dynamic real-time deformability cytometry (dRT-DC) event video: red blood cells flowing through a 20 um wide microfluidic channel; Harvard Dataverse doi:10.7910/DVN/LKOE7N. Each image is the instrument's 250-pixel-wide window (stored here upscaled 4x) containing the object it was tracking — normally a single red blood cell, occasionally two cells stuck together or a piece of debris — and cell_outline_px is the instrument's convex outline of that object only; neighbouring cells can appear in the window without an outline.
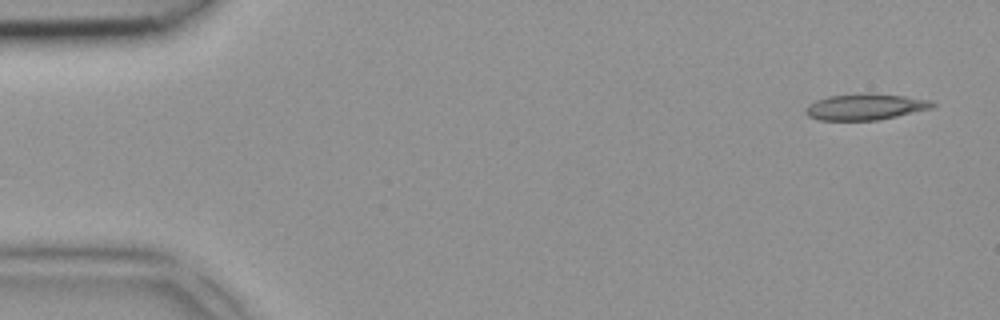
{"species": "common noctule bat (a hibernating species)", "species_latin": "Nyctalus noctula", "temperature_condition": "room temperature", "stored_images_in_passage": 4, "camera_frame_rate_fps": 3000, "um_per_image_px": 0.085, "animal": {"sex": "female", "body_mass_g": 18.4}, "frame": {"image": 1, "passage_image": 1, "time_ms": 0.0, "image_size_px": [1000, 320], "cell_outline_px": [[936, 104], [932, 108], [880, 120], [820, 120], [808, 116], [804, 112], [804, 108], [808, 104], [816, 100], [828, 96], [868, 92], [872, 92], [904, 96], [932, 100]], "centroid_in_image_um": [73.55, 9.07], "position_along_channel_um": 11.5, "area_um2": 19.65}}
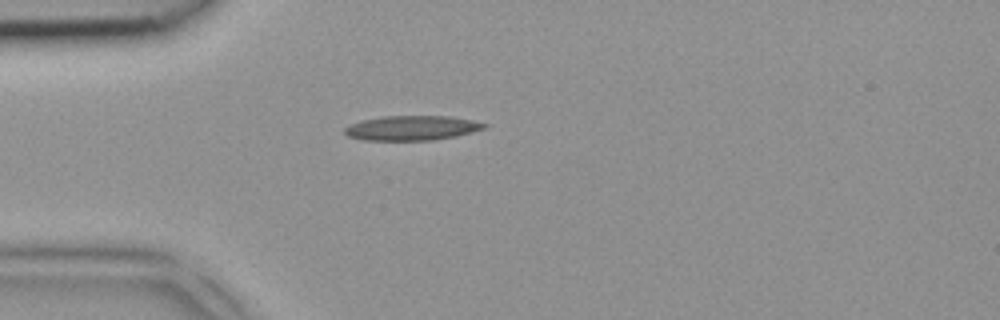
{"frame": {"image": 2, "passage_image": 4, "time_ms": 1.0, "image_size_px": [1000, 320], "cell_outline_px": [[488, 128], [456, 136], [432, 140], [364, 140], [348, 136], [344, 132], [344, 128], [360, 120], [384, 116], [448, 116], [472, 120], [488, 124]], "centroid_in_image_um": [35.03, 10.87], "position_along_channel_um": 50.0, "area_um2": 20.06}}